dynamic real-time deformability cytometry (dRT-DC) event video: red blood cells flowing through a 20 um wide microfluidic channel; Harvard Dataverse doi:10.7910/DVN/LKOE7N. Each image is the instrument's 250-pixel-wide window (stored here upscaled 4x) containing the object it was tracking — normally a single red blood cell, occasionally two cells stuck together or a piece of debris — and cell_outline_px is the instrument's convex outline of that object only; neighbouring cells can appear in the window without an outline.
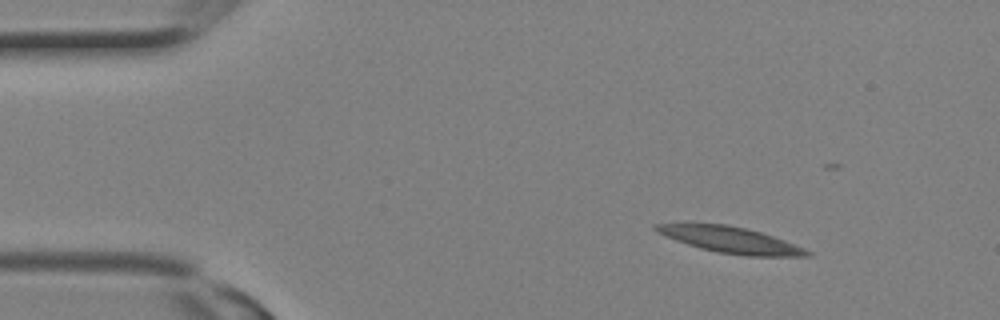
{"species": "Egyptian fruit bat (a non-hibernating species)", "species_latin": "Rousettus aegyptiacus", "temperature_condition": "room temperature", "stored_images_in_passage": 3, "camera_frame_rate_fps": 3000, "um_per_image_px": 0.085, "animal": {"sex": "female"}, "frame": {"image": 1, "passage_image": 1, "time_ms": 0.0, "image_size_px": [1000, 320], "cell_outline_px": [[812, 256], [748, 256], [716, 252], [700, 248], [664, 236], [656, 232], [652, 228], [652, 224], [728, 224], [760, 232], [784, 240], [804, 248], [812, 252]], "centroid_in_image_um": [62.09, 20.39], "position_along_channel_um": 22.9, "area_um2": 22.77}}